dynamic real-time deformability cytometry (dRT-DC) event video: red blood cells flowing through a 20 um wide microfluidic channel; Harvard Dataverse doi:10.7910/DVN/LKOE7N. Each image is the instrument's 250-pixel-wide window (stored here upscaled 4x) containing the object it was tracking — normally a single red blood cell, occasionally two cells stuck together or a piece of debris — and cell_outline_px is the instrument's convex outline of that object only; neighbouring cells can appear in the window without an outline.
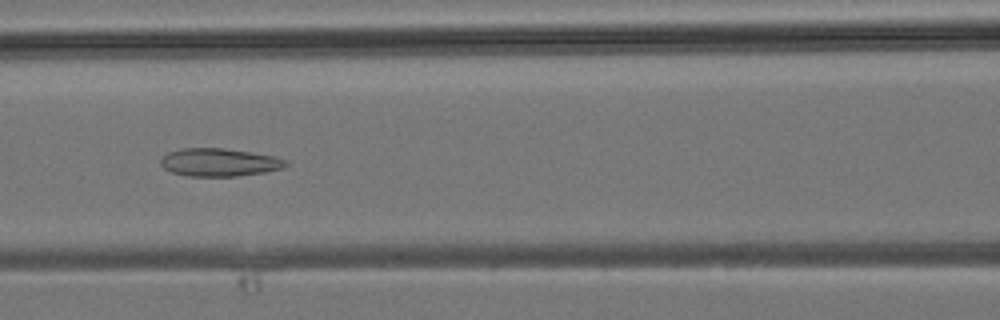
{"species": "common noctule bat (a hibernating species)", "species_latin": "Nyctalus noctula", "temperature_condition": "room temperature", "stored_images_in_passage": 17, "camera_frame_rate_fps": 3000, "um_per_image_px": 0.085, "animal": {"sex": "male", "body_mass_g": 19.2, "forearm_length_mm": 51.8}, "frame": {"image": 1, "passage_image": 15, "time_ms": 4.667, "image_size_px": [1000, 320], "cell_outline_px": [[288, 164], [280, 168], [264, 172], [236, 176], [188, 176], [172, 172], [164, 168], [160, 164], [160, 160], [168, 152], [180, 148], [224, 148], [252, 152], [276, 156], [288, 160]], "centroid_in_image_um": [18.64, 13.79], "position_along_channel_um": 148.0, "area_um2": 20.4}}